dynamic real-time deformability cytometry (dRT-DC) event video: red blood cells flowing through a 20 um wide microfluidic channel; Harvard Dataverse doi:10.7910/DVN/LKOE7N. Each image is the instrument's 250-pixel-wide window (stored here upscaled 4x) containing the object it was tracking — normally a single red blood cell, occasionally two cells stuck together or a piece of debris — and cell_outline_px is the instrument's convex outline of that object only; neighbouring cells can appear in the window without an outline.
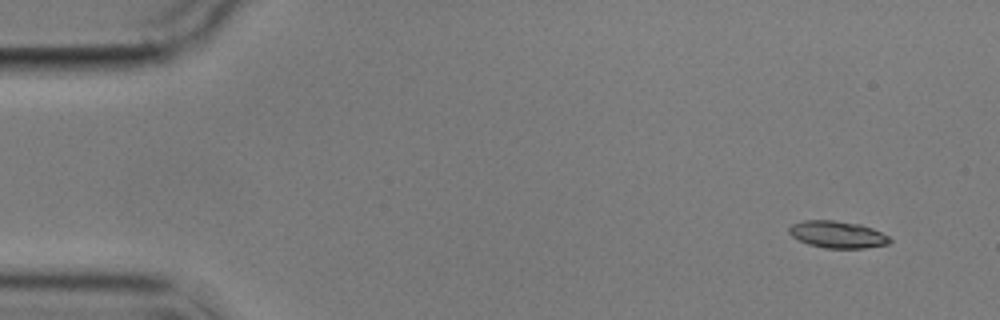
{"species": "common noctule bat (a hibernating species)", "species_latin": "Nyctalus noctula", "temperature_condition": "cold", "stored_images_in_passage": 10, "camera_frame_rate_fps": 3000, "um_per_image_px": 0.085, "animal": {"sex": "male", "body_mass_g": 17.9}, "frame": {"image": 1, "passage_image": 1, "time_ms": 0.0, "image_size_px": [1000, 320], "cell_outline_px": [[892, 240], [888, 244], [864, 248], [824, 248], [808, 244], [792, 236], [788, 232], [788, 228], [792, 224], [804, 220], [836, 220], [860, 224], [872, 228], [888, 236]], "centroid_in_image_um": [71.17, 19.93], "position_along_channel_um": 13.8, "area_um2": 15.84}}
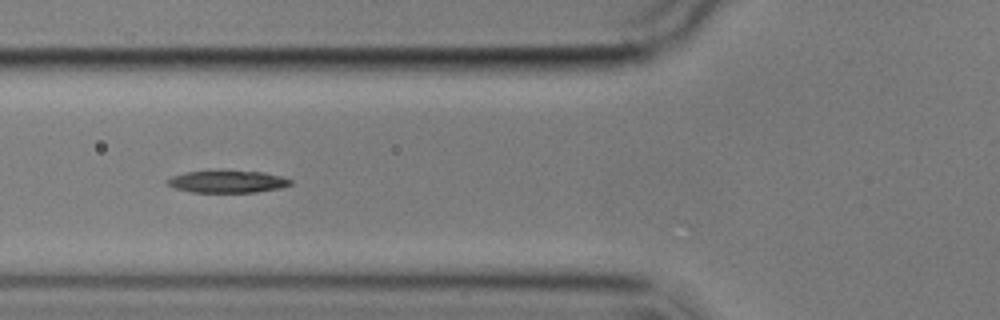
{"frame": {"image": 2, "passage_image": 6, "time_ms": 5.667, "image_size_px": [1000, 320], "cell_outline_px": [[292, 184], [280, 188], [256, 192], [192, 192], [176, 188], [168, 184], [164, 180], [172, 176], [184, 172], [264, 172], [280, 176], [292, 180]], "centroid_in_image_um": [19.33, 15.45], "position_along_channel_um": 106.5, "area_um2": 15.49}}
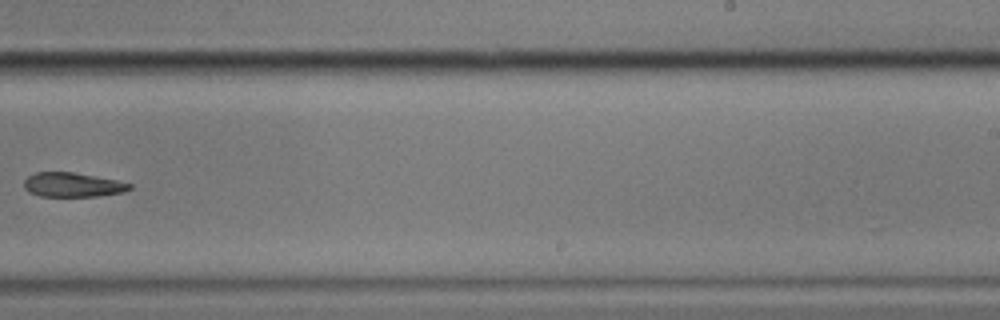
{"frame": {"image": 3, "passage_image": 10, "time_ms": 10.667, "image_size_px": [1000, 320], "cell_outline_px": [[132, 188], [124, 192], [100, 196], [40, 196], [28, 192], [24, 188], [24, 180], [28, 176], [36, 172], [72, 172], [96, 176], [116, 180], [132, 184]], "centroid_in_image_um": [6.17, 15.71], "position_along_channel_um": 282.8, "area_um2": 15.03}}